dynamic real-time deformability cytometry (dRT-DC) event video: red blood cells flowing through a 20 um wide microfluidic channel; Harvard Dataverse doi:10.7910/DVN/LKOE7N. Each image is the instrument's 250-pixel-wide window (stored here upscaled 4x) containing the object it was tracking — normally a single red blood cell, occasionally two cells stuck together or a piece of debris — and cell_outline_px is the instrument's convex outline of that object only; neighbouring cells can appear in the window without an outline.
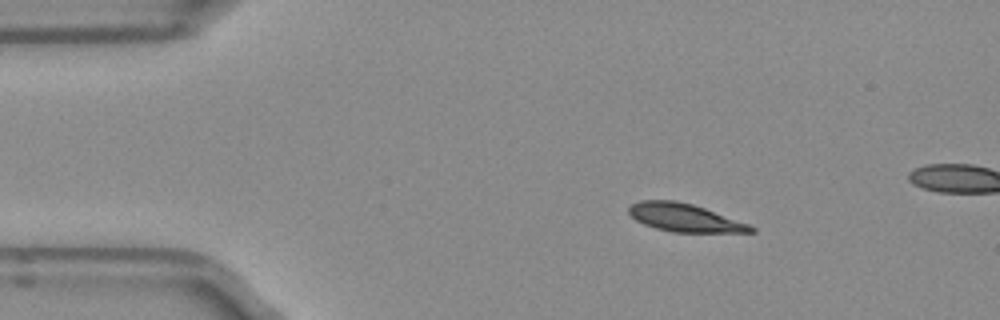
{"species": "Egyptian fruit bat (a non-hibernating species)", "species_latin": "Rousettus aegyptiacus", "temperature_condition": "room temperature", "stored_images_in_passage": 14, "camera_frame_rate_fps": 3000, "um_per_image_px": 0.085, "frame": {"image": 1, "passage_image": 7, "time_ms": 2.0, "image_size_px": [1000, 320], "cell_outline_px": [[756, 232], [672, 232], [656, 228], [644, 224], [636, 220], [628, 212], [628, 208], [632, 204], [640, 200], [676, 200], [692, 204], [704, 208], [748, 224], [756, 228]], "centroid_in_image_um": [58.17, 18.5], "position_along_channel_um": 26.8, "area_um2": 19.71}}